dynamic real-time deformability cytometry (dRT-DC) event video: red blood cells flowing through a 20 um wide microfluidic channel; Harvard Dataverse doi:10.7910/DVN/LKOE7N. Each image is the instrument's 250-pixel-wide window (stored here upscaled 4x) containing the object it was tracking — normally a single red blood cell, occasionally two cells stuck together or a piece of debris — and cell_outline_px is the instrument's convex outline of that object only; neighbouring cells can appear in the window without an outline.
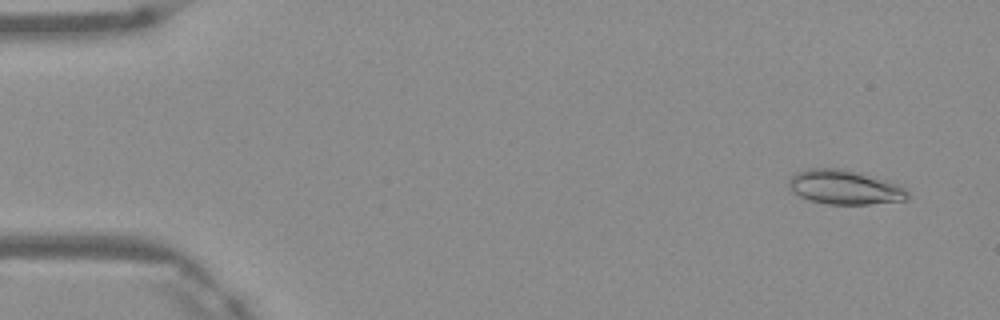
{"species": "Egyptian fruit bat (a non-hibernating species)", "species_latin": "Rousettus aegyptiacus", "temperature_condition": "warm", "stored_images_in_passage": 4, "camera_frame_rate_fps": 3000, "um_per_image_px": 0.085, "frame": {"image": 1, "passage_image": 1, "time_ms": 0.0, "image_size_px": [1000, 320], "cell_outline_px": [[908, 200], [868, 204], [828, 204], [812, 200], [800, 196], [792, 192], [788, 188], [788, 180], [796, 172], [808, 168], [844, 168], [904, 184], [908, 192]], "centroid_in_image_um": [71.84, 15.9], "position_along_channel_um": 13.2, "area_um2": 24.22}}